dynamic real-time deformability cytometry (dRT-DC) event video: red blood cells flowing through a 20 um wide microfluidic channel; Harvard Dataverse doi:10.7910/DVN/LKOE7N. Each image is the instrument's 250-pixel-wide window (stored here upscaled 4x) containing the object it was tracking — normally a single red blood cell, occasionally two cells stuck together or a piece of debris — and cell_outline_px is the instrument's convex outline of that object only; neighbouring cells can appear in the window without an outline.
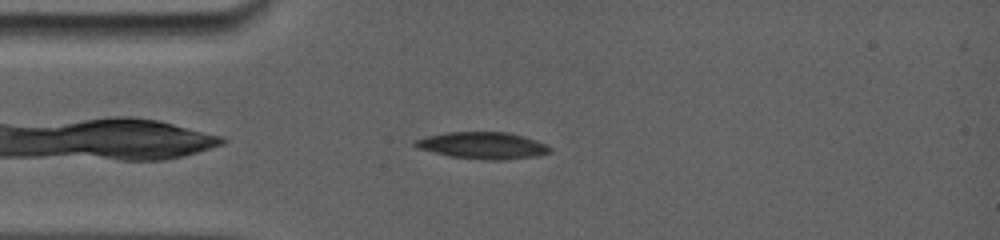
{"species": "common noctule bat (a hibernating species)", "species_latin": "Nyctalus noctula", "temperature_condition": "room temperature", "stored_images_in_passage": 35, "camera_frame_rate_fps": 5000, "um_per_image_px": 0.085, "animal": {"sex": "female", "body_mass_g": 19.0, "forearm_length_mm": 56.7}, "frame": {"image": 1, "passage_image": 3, "time_ms": 1.0, "image_size_px": [1000, 240], "cell_outline_px": [[548, 152], [528, 156], [492, 160], [452, 156], [420, 148], [416, 144], [416, 140], [432, 136], [452, 132], [504, 132], [520, 136], [544, 144], [548, 148]], "centroid_in_image_um": [41.0, 12.35], "position_along_channel_um": 44.0, "area_um2": 19.48}}
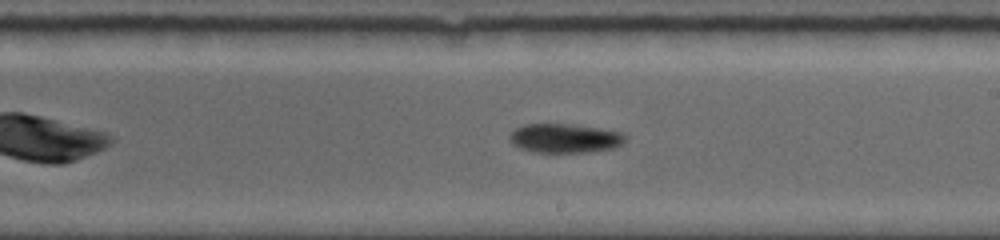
{"frame": {"image": 2, "passage_image": 17, "time_ms": 6.6, "image_size_px": [1000, 240], "cell_outline_px": [[628, 136], [620, 144], [612, 148], [588, 152], [532, 152], [520, 148], [512, 144], [508, 136], [516, 128], [524, 124], [568, 124], [596, 128], [620, 132]], "centroid_in_image_um": [47.96, 11.75], "position_along_channel_um": 241.0, "area_um2": 19.42}}
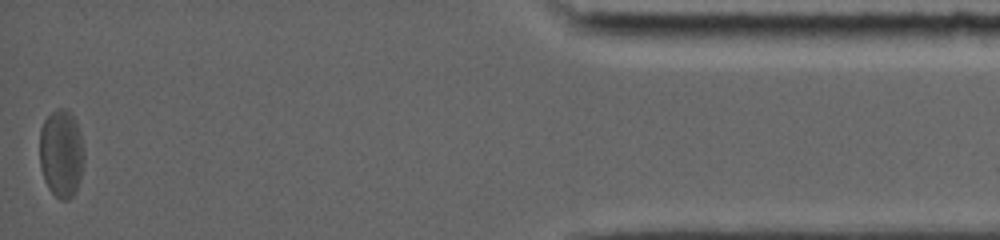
{"frame": {"image": 3, "passage_image": 35, "time_ms": 13.4, "image_size_px": [1000, 240], "cell_outline_px": [[84, 164], [80, 180], [72, 196], [68, 200], [60, 200], [48, 188], [44, 180], [40, 168], [40, 128], [44, 120], [56, 108], [68, 108], [76, 120], [80, 132], [84, 152]], "centroid_in_image_um": [5.22, 13.02], "position_along_channel_um": 430.0, "area_um2": 23.12}, "authors_computed_cell_mechanics": {"area_um2": 20.1144, "velocity_mm_per_s": 3.7498, "shape_relaxation_time_tau1_ms": null, "shape_relaxation_time_tau2_ms": 0.7777, "deformation_change_tau1": null, "deformation_change_tau2": 0.0349}}